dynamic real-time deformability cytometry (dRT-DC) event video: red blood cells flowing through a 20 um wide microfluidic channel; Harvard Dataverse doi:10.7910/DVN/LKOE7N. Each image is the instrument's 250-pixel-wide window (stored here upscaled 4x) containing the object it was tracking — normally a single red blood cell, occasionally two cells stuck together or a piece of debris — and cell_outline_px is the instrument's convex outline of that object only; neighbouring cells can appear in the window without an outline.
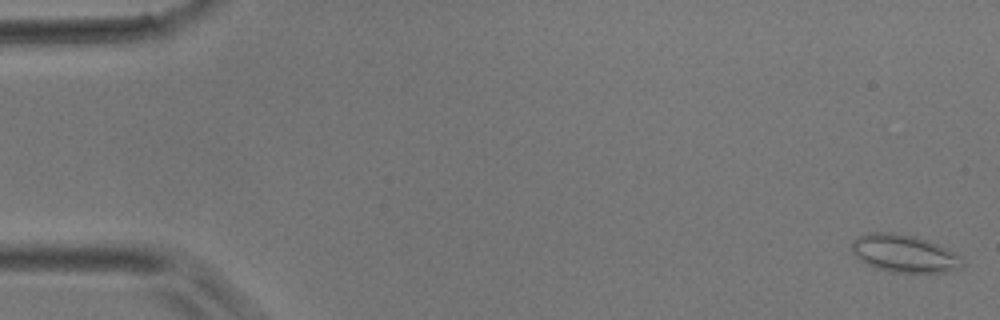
{"species": "common noctule bat (a hibernating species)", "species_latin": "Nyctalus noctula", "temperature_condition": "room temperature", "stored_images_in_passage": 5, "camera_frame_rate_fps": 3000, "um_per_image_px": 0.085, "animal": {"sex": "male", "body_mass_g": 17.9}, "frame": {"image": 1, "passage_image": 1, "time_ms": 0.0, "image_size_px": [1000, 320], "cell_outline_px": [[964, 264], [960, 268], [952, 272], [892, 272], [876, 268], [860, 260], [852, 252], [852, 240], [868, 232], [892, 232], [916, 236], [928, 240], [948, 248], [960, 256]], "centroid_in_image_um": [76.88, 21.54], "position_along_channel_um": 8.1, "area_um2": 24.39}}